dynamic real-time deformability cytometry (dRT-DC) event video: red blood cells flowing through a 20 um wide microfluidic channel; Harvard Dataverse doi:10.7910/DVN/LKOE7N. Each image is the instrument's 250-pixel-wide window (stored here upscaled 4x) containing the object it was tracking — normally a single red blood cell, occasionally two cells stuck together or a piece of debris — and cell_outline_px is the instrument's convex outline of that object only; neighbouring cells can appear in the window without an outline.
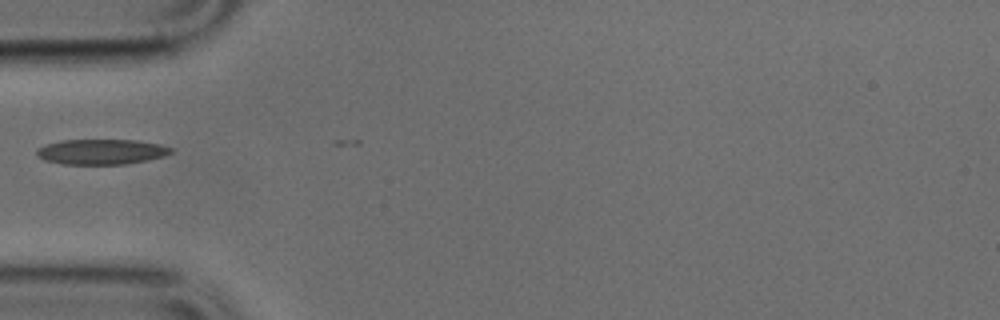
{"species": "common noctule bat (a hibernating species)", "species_latin": "Nyctalus noctula", "temperature_condition": "cold", "stored_images_in_passage": 5, "camera_frame_rate_fps": 3000, "um_per_image_px": 0.085, "animal": {"sex": "male", "body_mass_g": 17.9, "forearm_length_mm": 54.2}, "frame": {"image": 1, "passage_image": 1, "time_ms": 0.0, "image_size_px": [1000, 320], "cell_outline_px": [[172, 152], [164, 156], [148, 160], [124, 164], [64, 164], [44, 160], [36, 156], [36, 148], [44, 144], [60, 140], [136, 140], [160, 144], [172, 148]], "centroid_in_image_um": [8.57, 12.89], "position_along_channel_um": 76.4, "area_um2": 19.88}}